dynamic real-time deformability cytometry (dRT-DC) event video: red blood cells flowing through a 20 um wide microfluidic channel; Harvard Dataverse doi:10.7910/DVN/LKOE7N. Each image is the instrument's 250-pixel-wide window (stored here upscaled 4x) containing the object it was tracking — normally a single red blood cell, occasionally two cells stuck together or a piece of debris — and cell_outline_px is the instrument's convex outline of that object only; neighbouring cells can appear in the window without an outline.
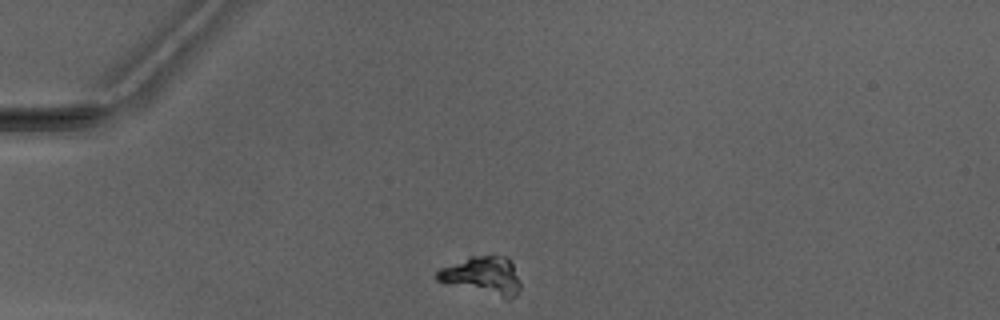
{"species": "Egyptian fruit bat (a non-hibernating species)", "species_latin": "Rousettus aegyptiacus", "temperature_condition": "warm", "stored_images_in_passage": 5, "camera_frame_rate_fps": 3000, "um_per_image_px": 0.085, "animal": {"sex": "male"}, "frame": {"image": 1, "passage_image": 1, "time_ms": 0.0, "image_size_px": [1000, 320], "cell_outline_px": [[520, 288], [516, 296], [508, 300], [448, 284], [436, 280], [436, 272], [440, 268], [468, 256], [508, 256], [512, 264], [520, 284]], "centroid_in_image_um": [41.02, 23.44], "position_along_channel_um": 44.0, "area_um2": 18.55}}
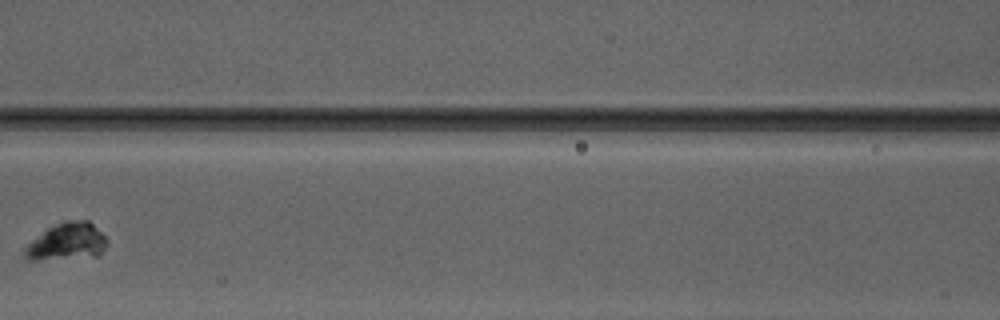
{"frame": {"image": 2, "passage_image": 4, "time_ms": 3.667, "image_size_px": [1000, 320], "cell_outline_px": [[108, 244], [96, 256], [36, 260], [28, 260], [24, 256], [24, 248], [32, 240], [48, 228], [56, 224], [68, 220], [88, 220], [108, 240]], "centroid_in_image_um": [5.67, 20.55], "position_along_channel_um": 160.9, "area_um2": 17.51}}
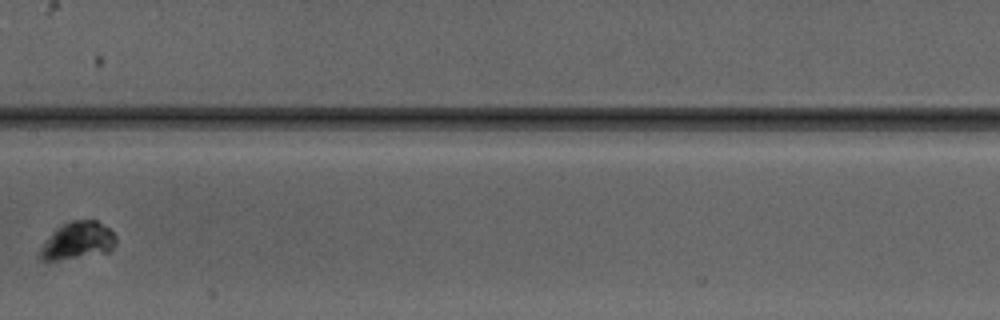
{"frame": {"image": 3, "passage_image": 5, "time_ms": 4.667, "image_size_px": [1000, 320], "cell_outline_px": [[116, 244], [108, 252], [56, 260], [40, 260], [40, 252], [44, 244], [52, 232], [56, 228], [72, 220], [96, 220], [108, 228], [116, 236]], "centroid_in_image_um": [6.63, 20.44], "position_along_channel_um": 200.8, "area_um2": 16.13}}